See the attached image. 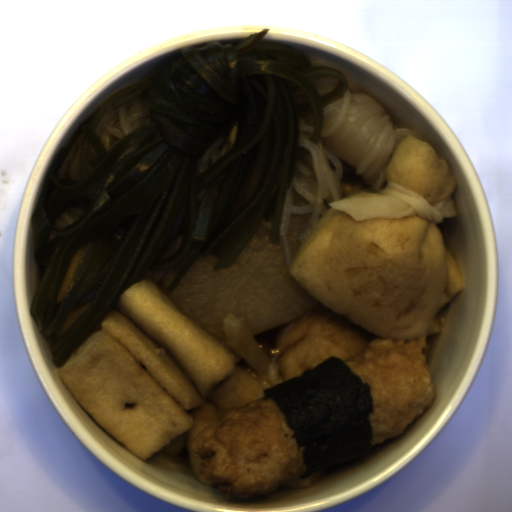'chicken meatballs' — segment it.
<instances>
[{
    "instance_id": "1",
    "label": "chicken meatballs",
    "mask_w": 512,
    "mask_h": 512,
    "mask_svg": "<svg viewBox=\"0 0 512 512\" xmlns=\"http://www.w3.org/2000/svg\"><path fill=\"white\" fill-rule=\"evenodd\" d=\"M292 435L274 400L262 397L220 414L189 448L200 475L217 482L224 499H245L274 494L305 475L303 449Z\"/></svg>"
},
{
    "instance_id": "2",
    "label": "chicken meatballs",
    "mask_w": 512,
    "mask_h": 512,
    "mask_svg": "<svg viewBox=\"0 0 512 512\" xmlns=\"http://www.w3.org/2000/svg\"><path fill=\"white\" fill-rule=\"evenodd\" d=\"M427 336L405 341L376 337L362 352L344 361L371 387L373 446L404 433L436 401V388L426 364L430 349Z\"/></svg>"
}]
</instances>
